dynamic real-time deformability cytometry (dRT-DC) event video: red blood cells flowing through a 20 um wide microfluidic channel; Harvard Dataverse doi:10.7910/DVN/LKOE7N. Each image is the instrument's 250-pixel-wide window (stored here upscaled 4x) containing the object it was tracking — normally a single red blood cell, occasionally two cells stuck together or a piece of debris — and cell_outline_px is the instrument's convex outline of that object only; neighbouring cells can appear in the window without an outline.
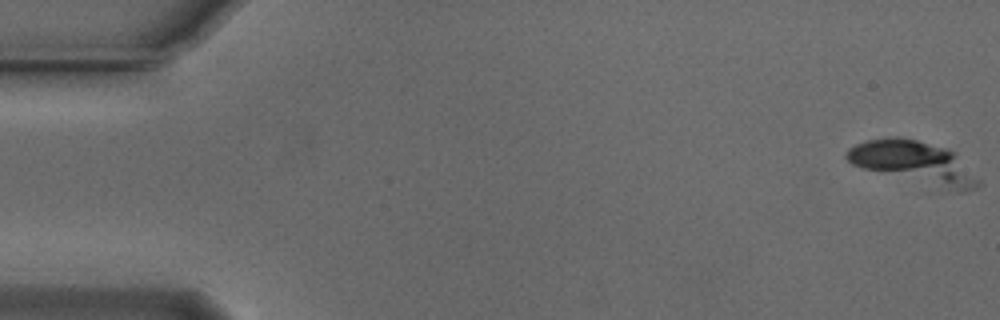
{"species": "Egyptian fruit bat (a non-hibernating species)", "species_latin": "Rousettus aegyptiacus", "temperature_condition": "cold", "stored_images_in_passage": 14, "camera_frame_rate_fps": 3000, "um_per_image_px": 0.085, "animal": {"sex": "male"}, "frame": {"image": 1, "passage_image": 1, "time_ms": 0.0, "image_size_px": [1000, 320], "cell_outline_px": [[984, 184], [980, 188], [964, 192], [956, 192], [864, 168], [852, 164], [844, 156], [848, 148], [856, 144], [868, 140], [896, 136], [916, 140], [948, 148], [956, 152]], "centroid_in_image_um": [77.8, 13.83], "position_along_channel_um": 7.2, "area_um2": 32.77}}